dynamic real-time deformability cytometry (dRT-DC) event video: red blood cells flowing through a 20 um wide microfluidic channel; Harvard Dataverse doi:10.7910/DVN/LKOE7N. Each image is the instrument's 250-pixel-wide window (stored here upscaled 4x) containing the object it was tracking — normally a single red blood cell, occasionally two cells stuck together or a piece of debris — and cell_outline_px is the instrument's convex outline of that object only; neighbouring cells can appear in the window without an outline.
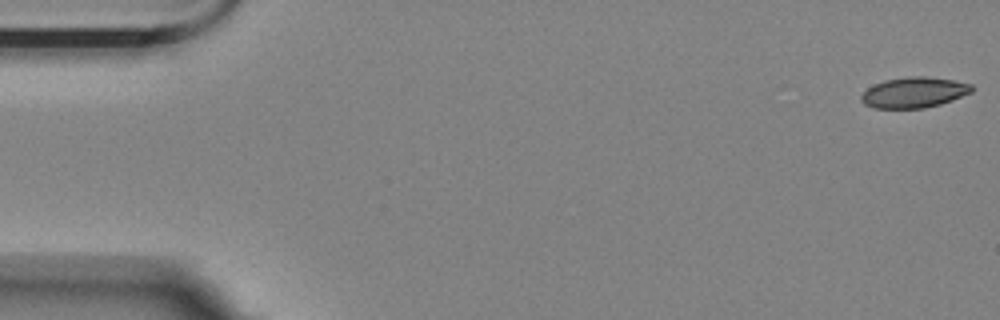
{"species": "Egyptian fruit bat (a non-hibernating species)", "species_latin": "Rousettus aegyptiacus", "temperature_condition": "room temperature", "stored_images_in_passage": 56, "camera_frame_rate_fps": 3000, "um_per_image_px": 0.085, "animal": {"sex": "female"}, "frame": {"image": 1, "passage_image": 1, "time_ms": 0.0, "image_size_px": [1000, 320], "cell_outline_px": [[972, 92], [952, 100], [940, 104], [924, 108], [872, 108], [864, 104], [860, 100], [860, 96], [868, 88], [884, 80], [908, 76], [928, 76], [952, 80], [972, 84]], "centroid_in_image_um": [77.68, 7.86], "position_along_channel_um": 7.3, "area_um2": 19.71}}
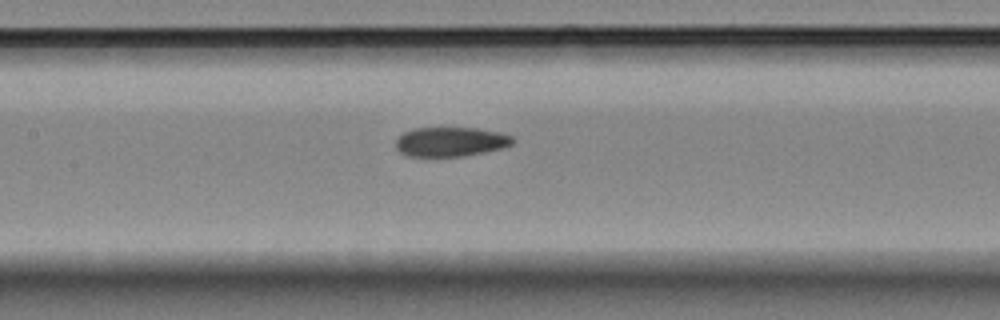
{"frame": {"image": 2, "passage_image": 26, "time_ms": 8.333, "image_size_px": [1000, 320], "cell_outline_px": [[516, 140], [512, 144], [504, 148], [464, 156], [408, 156], [400, 152], [396, 148], [396, 140], [404, 132], [416, 128], [476, 128], [500, 132], [512, 136]], "centroid_in_image_um": [38.34, 12.05], "position_along_channel_um": 169.1, "area_um2": 20.06}}
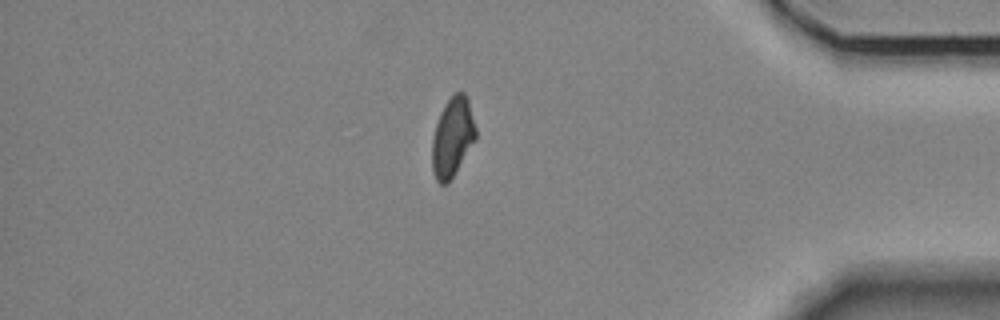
{"frame": {"image": 3, "passage_image": 48, "time_ms": 15.667, "image_size_px": [1000, 320], "cell_outline_px": [[476, 140], [448, 184], [440, 184], [436, 180], [432, 172], [432, 136], [440, 112], [444, 104], [456, 92], [464, 92], [468, 100], [476, 128]], "centroid_in_image_um": [38.45, 11.69], "position_along_channel_um": 396.7, "area_um2": 20.29}}